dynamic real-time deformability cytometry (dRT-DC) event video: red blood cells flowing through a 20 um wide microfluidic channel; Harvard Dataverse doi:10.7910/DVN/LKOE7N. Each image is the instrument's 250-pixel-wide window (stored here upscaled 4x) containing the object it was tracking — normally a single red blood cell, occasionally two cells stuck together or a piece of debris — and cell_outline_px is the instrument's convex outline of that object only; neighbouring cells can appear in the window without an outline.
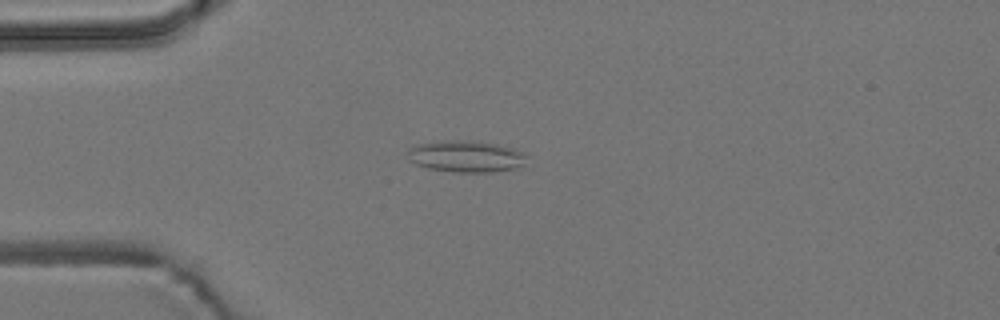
{"species": "common noctule bat (a hibernating species)", "species_latin": "Nyctalus noctula", "temperature_condition": "room temperature", "stored_images_in_passage": 48, "camera_frame_rate_fps": 3000, "um_per_image_px": 0.085, "animal": {"sex": "male", "body_mass_g": 19.2, "forearm_length_mm": 51.8}, "frame": {"image": 1, "passage_image": 7, "time_ms": 2.0, "image_size_px": [1000, 320], "cell_outline_px": [[528, 152], [524, 168], [492, 172], [456, 172], [428, 168], [416, 164], [408, 160], [408, 148], [416, 144], [456, 140], [472, 140], [496, 144]], "centroid_in_image_um": [39.69, 13.3], "position_along_channel_um": 45.3, "area_um2": 22.31}}
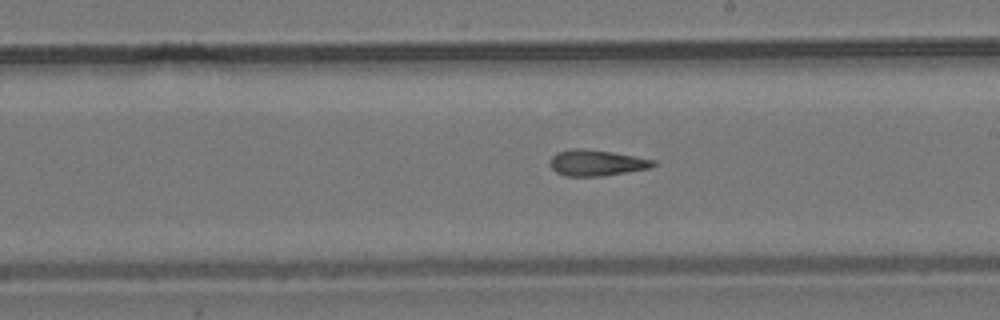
{"frame": {"image": 2, "passage_image": 24, "time_ms": 7.667, "image_size_px": [1000, 320], "cell_outline_px": [[656, 164], [652, 168], [604, 176], [564, 176], [556, 172], [548, 164], [552, 156], [556, 152], [572, 148], [584, 148], [612, 152], [656, 160]], "centroid_in_image_um": [50.69, 13.84], "position_along_channel_um": 238.3, "area_um2": 15.9}}
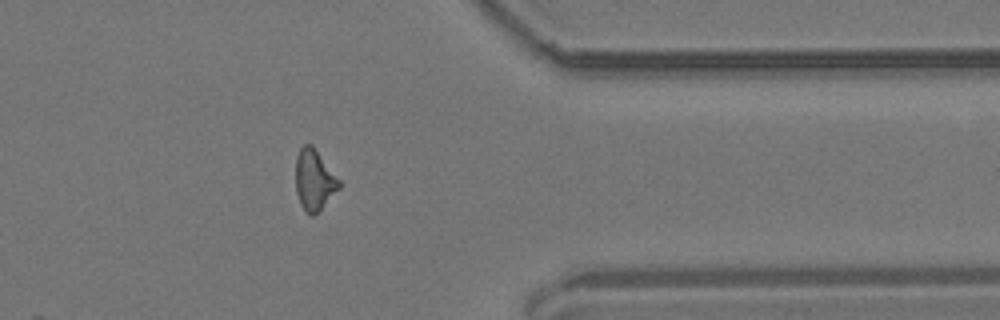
{"frame": {"image": 3, "passage_image": 37, "time_ms": 12.0, "image_size_px": [1000, 320], "cell_outline_px": [[340, 188], [320, 212], [312, 216], [308, 216], [304, 212], [300, 204], [296, 192], [296, 156], [300, 148], [304, 144], [312, 144], [340, 180]], "centroid_in_image_um": [26.71, 15.34], "position_along_channel_um": 384.7, "area_um2": 15.72}, "authors_computed_cell_mechanics": {"area_um2": 15.6638, "velocity_mm_per_s": 3.7149, "shape_relaxation_time_tau1_ms": null, "shape_relaxation_time_tau2_ms": 4.0524, "deformation_change_tau1": null, "deformation_change_tau2": 0.1405}}